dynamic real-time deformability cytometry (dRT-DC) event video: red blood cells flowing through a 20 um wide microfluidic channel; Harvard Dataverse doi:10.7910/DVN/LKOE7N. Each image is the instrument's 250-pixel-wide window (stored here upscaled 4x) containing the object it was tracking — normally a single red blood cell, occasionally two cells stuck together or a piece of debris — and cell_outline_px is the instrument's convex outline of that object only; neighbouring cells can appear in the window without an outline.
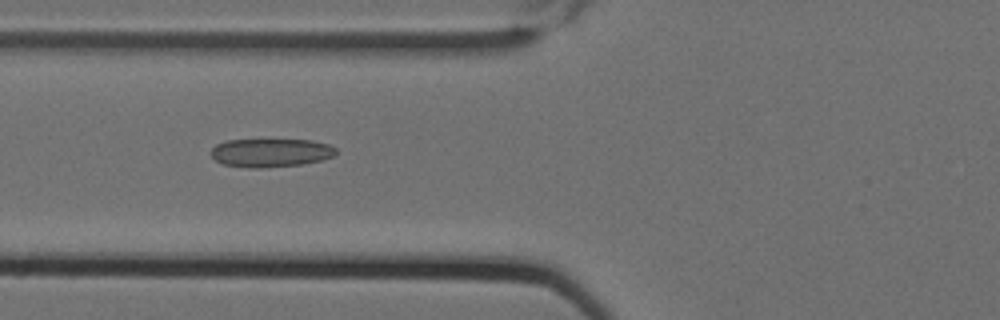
{"species": "Egyptian fruit bat (a non-hibernating species)", "species_latin": "Rousettus aegyptiacus", "temperature_condition": "cold", "stored_images_in_passage": 4, "camera_frame_rate_fps": 3000, "um_per_image_px": 0.085, "animal": {"sex": "female"}, "frame": {"image": 1, "passage_image": 2, "time_ms": 0.333, "image_size_px": [1000, 320], "cell_outline_px": [[336, 152], [332, 156], [320, 160], [300, 164], [264, 168], [248, 168], [224, 164], [216, 160], [208, 152], [216, 144], [228, 140], [312, 140], [328, 144], [336, 148]], "centroid_in_image_um": [22.97, 12.98], "position_along_channel_um": 102.8, "area_um2": 20.63}}
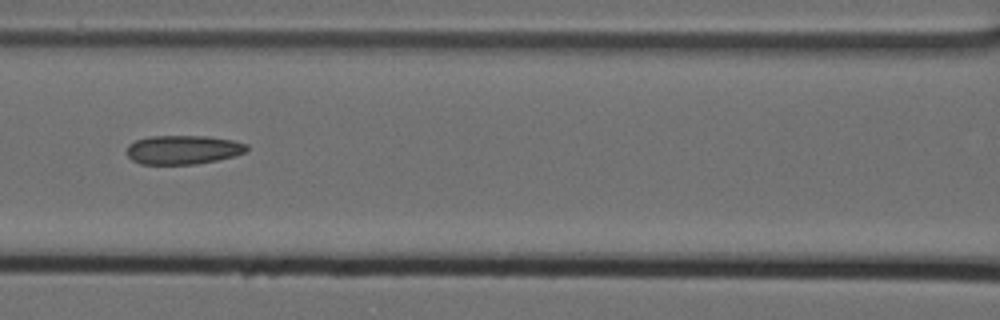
{"frame": {"image": 2, "passage_image": 3, "time_ms": 0.667, "image_size_px": [1000, 320], "cell_outline_px": [[248, 148], [244, 152], [236, 156], [196, 164], [140, 164], [132, 160], [128, 156], [128, 144], [136, 140], [148, 136], [208, 136], [232, 140], [248, 144]], "centroid_in_image_um": [15.57, 12.72], "position_along_channel_um": 151.0, "area_um2": 20.29}}
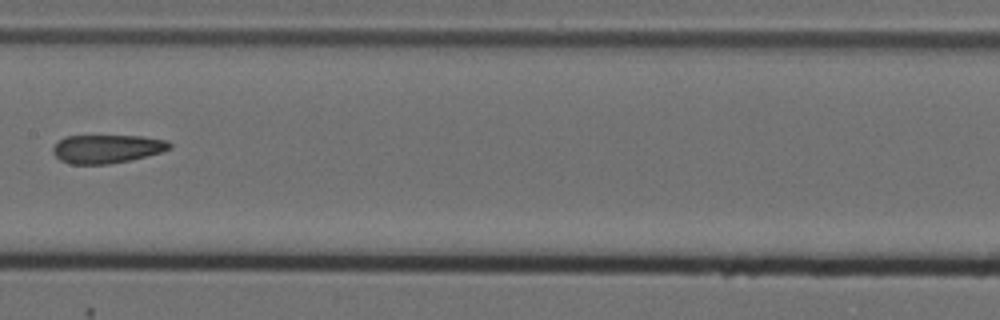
{"frame": {"image": 3, "passage_image": 4, "time_ms": 1.0, "image_size_px": [1000, 320], "cell_outline_px": [[172, 148], [148, 156], [132, 160], [108, 164], [72, 164], [60, 160], [52, 152], [52, 148], [64, 136], [140, 136], [168, 140], [172, 144]], "centroid_in_image_um": [9.12, 12.65], "position_along_channel_um": 198.3, "area_um2": 19.42}}